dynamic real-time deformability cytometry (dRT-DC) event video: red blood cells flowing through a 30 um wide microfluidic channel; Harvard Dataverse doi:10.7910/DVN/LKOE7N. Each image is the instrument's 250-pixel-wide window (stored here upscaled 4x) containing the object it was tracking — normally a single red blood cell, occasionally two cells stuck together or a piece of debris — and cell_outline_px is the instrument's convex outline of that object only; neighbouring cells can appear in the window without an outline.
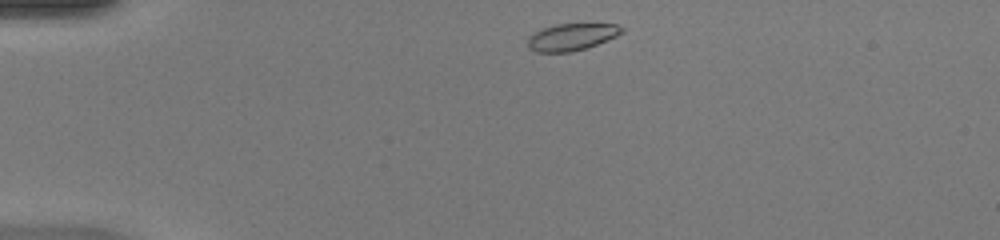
{"species": "common noctule bat (a hibernating species)", "species_latin": "Nyctalus noctula", "temperature_condition": "warm", "stored_images_in_passage": 39, "camera_frame_rate_fps": 3000, "um_per_image_px": 0.085, "animal": {"sex": "female", "body_mass_g": 20.0, "forearm_length_mm": 54.0}, "frame": {"image": 1, "passage_image": 1, "time_ms": 0.0, "image_size_px": [1000, 240], "cell_outline_px": [[624, 32], [608, 40], [588, 48], [572, 52], [536, 52], [528, 48], [528, 36], [544, 28], [556, 24], [616, 24], [624, 28]], "centroid_in_image_um": [48.61, 3.15], "position_along_channel_um": 36.4, "area_um2": 14.85}}
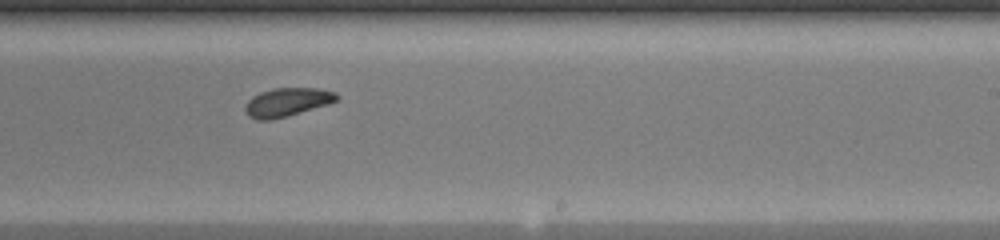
{"frame": {"image": 2, "passage_image": 21, "time_ms": 6.667, "image_size_px": [1000, 240], "cell_outline_px": [[340, 96], [336, 100], [328, 104], [272, 120], [256, 120], [248, 116], [244, 108], [248, 100], [252, 96], [260, 92], [272, 88], [320, 88], [336, 92]], "centroid_in_image_um": [24.39, 8.67], "position_along_channel_um": 264.6, "area_um2": 15.26}}
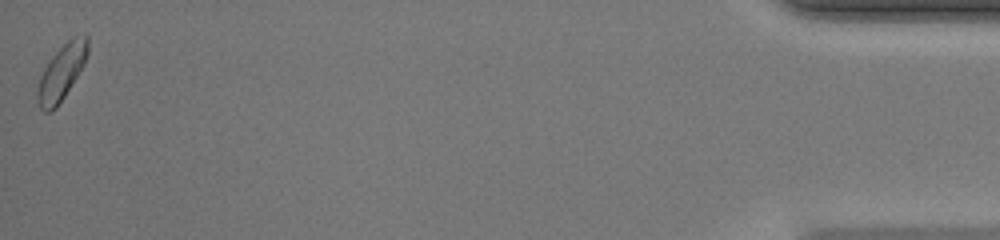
{"frame": {"image": 3, "passage_image": 39, "time_ms": 12.667, "image_size_px": [1000, 240], "cell_outline_px": [[88, 52], [84, 64], [64, 96], [56, 108], [52, 112], [44, 112], [40, 108], [36, 96], [36, 92], [40, 76], [44, 68], [52, 56], [72, 36], [84, 32], [88, 36]], "centroid_in_image_um": [5.24, 6.12], "position_along_channel_um": 430.0, "area_um2": 16.24}, "authors_computed_cell_mechanics": {"area_um2": 15.317, "velocity_mm_per_s": 4.2292, "shape_relaxation_time_tau1_ms": 6.4841, "shape_relaxation_time_tau2_ms": 2.5208, "deformation_change_tau1": 0.1503, "deformation_change_tau2": 0.0525}}